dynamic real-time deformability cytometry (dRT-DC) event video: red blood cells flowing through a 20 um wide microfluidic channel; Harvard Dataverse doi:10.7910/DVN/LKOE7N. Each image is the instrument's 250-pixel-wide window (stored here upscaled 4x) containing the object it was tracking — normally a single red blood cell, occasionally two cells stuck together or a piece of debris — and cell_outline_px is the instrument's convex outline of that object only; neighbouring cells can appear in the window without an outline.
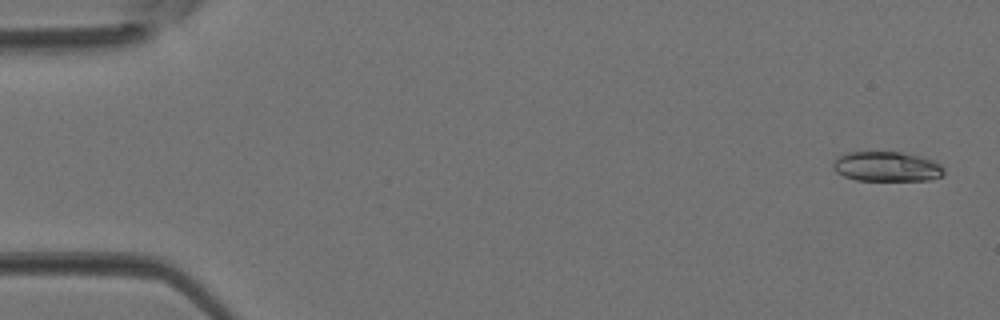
{"species": "Egyptian fruit bat (a non-hibernating species)", "species_latin": "Rousettus aegyptiacus", "temperature_condition": "room temperature", "stored_images_in_passage": 4, "camera_frame_rate_fps": 3000, "um_per_image_px": 0.085, "animal": {"sex": "female"}, "frame": {"image": 1, "passage_image": 1, "time_ms": 0.0, "image_size_px": [1000, 320], "cell_outline_px": [[944, 172], [940, 176], [928, 180], [856, 180], [844, 176], [836, 172], [832, 168], [832, 164], [836, 156], [844, 152], [900, 152], [920, 156], [932, 160], [940, 164], [944, 168]], "centroid_in_image_um": [75.32, 14.15], "position_along_channel_um": 9.7, "area_um2": 19.36}}
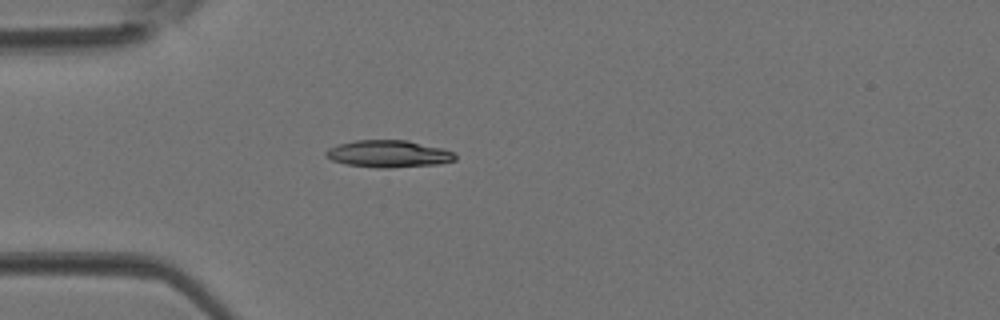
{"frame": {"image": 2, "passage_image": 4, "time_ms": 1.0, "image_size_px": [1000, 320], "cell_outline_px": [[456, 160], [440, 164], [388, 168], [380, 168], [348, 164], [332, 160], [324, 156], [324, 152], [328, 148], [340, 144], [356, 140], [408, 140], [440, 148], [452, 152], [456, 156]], "centroid_in_image_um": [33.01, 13.08], "position_along_channel_um": 52.0, "area_um2": 20.29}}